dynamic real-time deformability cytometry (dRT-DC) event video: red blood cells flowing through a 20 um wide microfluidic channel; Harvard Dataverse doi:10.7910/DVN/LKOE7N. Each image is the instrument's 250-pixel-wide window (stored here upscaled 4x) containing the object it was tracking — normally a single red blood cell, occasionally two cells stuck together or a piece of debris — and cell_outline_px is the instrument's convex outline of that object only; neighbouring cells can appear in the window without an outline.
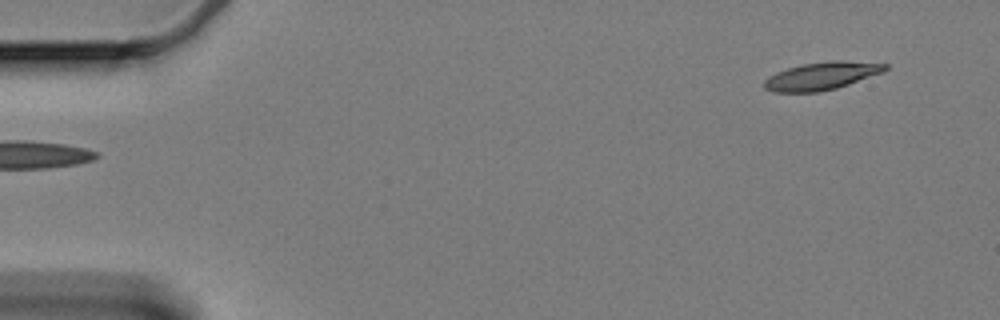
{"species": "Egyptian fruit bat (a non-hibernating species)", "species_latin": "Rousettus aegyptiacus", "temperature_condition": "cold", "stored_images_in_passage": 57, "camera_frame_rate_fps": 3000, "um_per_image_px": 0.085, "animal": {"sex": "female"}, "frame": {"image": 1, "passage_image": 1, "time_ms": 0.0, "image_size_px": [1000, 320], "cell_outline_px": [[888, 68], [884, 72], [836, 88], [816, 92], [776, 92], [764, 88], [764, 80], [768, 76], [776, 72], [788, 68], [804, 64], [832, 60], [840, 60], [888, 64]], "centroid_in_image_um": [69.84, 6.45], "position_along_channel_um": 15.2, "area_um2": 19.42}}
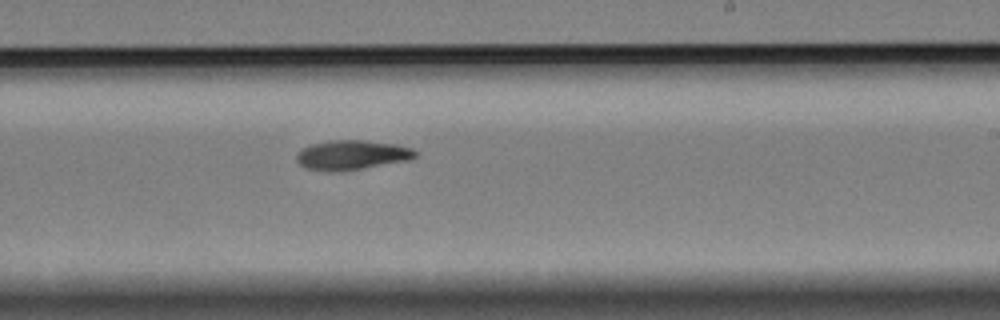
{"frame": {"image": 2, "passage_image": 33, "time_ms": 10.667, "image_size_px": [1000, 320], "cell_outline_px": [[416, 156], [408, 160], [336, 172], [328, 172], [304, 168], [296, 160], [296, 156], [304, 148], [312, 144], [332, 140], [364, 140], [396, 144], [412, 148], [416, 152]], "centroid_in_image_um": [29.89, 13.17], "position_along_channel_um": 259.1, "area_um2": 20.23}}
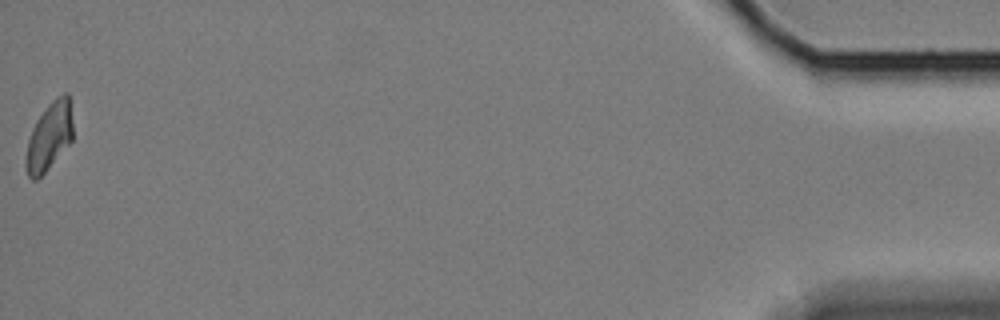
{"frame": {"image": 3, "passage_image": 57, "time_ms": 18.667, "image_size_px": [1000, 320], "cell_outline_px": [[72, 140], [44, 172], [36, 180], [32, 180], [28, 176], [24, 164], [28, 140], [32, 128], [36, 120], [48, 104], [56, 96], [64, 92], [68, 92], [72, 120]], "centroid_in_image_um": [4.17, 11.57], "position_along_channel_um": 431.0, "area_um2": 18.5}, "authors_computed_cell_mechanics": {"area_um2": 19.7676, "velocity_mm_per_s": 3.3033, "shape_relaxation_time_tau1_ms": 10.1771, "shape_relaxation_time_tau2_ms": null, "deformation_change_tau1": 0.2124, "deformation_change_tau2": null}}